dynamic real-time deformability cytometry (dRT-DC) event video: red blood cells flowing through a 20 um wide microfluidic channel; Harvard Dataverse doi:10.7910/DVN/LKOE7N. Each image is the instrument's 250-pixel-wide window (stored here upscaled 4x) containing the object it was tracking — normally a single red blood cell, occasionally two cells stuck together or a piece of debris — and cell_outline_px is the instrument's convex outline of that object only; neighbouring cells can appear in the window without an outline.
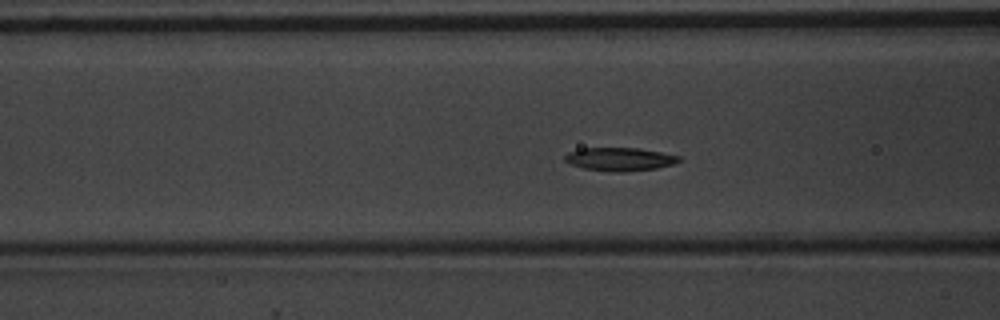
{"species": "common noctule bat (a hibernating species)", "species_latin": "Nyctalus noctula", "temperature_condition": "warm", "stored_images_in_passage": 50, "camera_frame_rate_fps": 3000, "um_per_image_px": 0.085, "animal": {"sex": "male", "body_mass_g": 20.1, "forearm_length_mm": 53.5}, "frame": {"image": 1, "passage_image": 19, "time_ms": 6.0, "image_size_px": [1000, 320], "cell_outline_px": [[680, 160], [676, 164], [656, 168], [624, 172], [612, 172], [584, 168], [572, 164], [564, 160], [564, 156], [568, 152], [584, 148], [640, 148], [680, 156]], "centroid_in_image_um": [52.7, 13.53], "position_along_channel_um": 113.9, "area_um2": 15.43}}
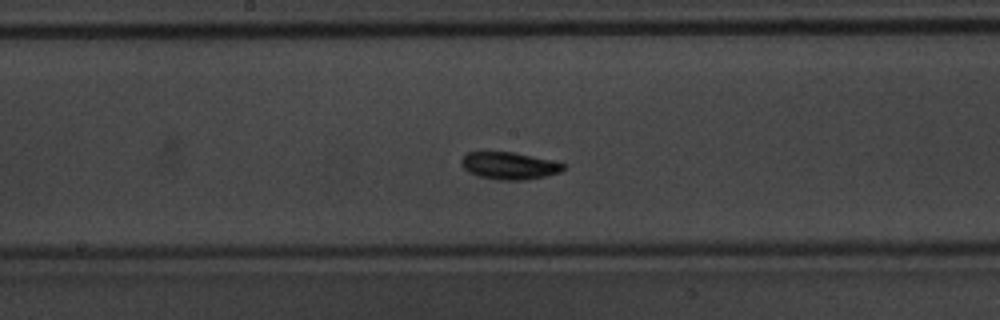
{"frame": {"image": 2, "passage_image": 26, "time_ms": 8.333, "image_size_px": [1000, 320], "cell_outline_px": [[568, 164], [560, 172], [544, 176], [524, 180], [500, 180], [480, 176], [468, 172], [460, 164], [460, 160], [468, 152], [512, 152], [552, 160]], "centroid_in_image_um": [43.29, 14.08], "position_along_channel_um": 204.9, "area_um2": 16.13}}
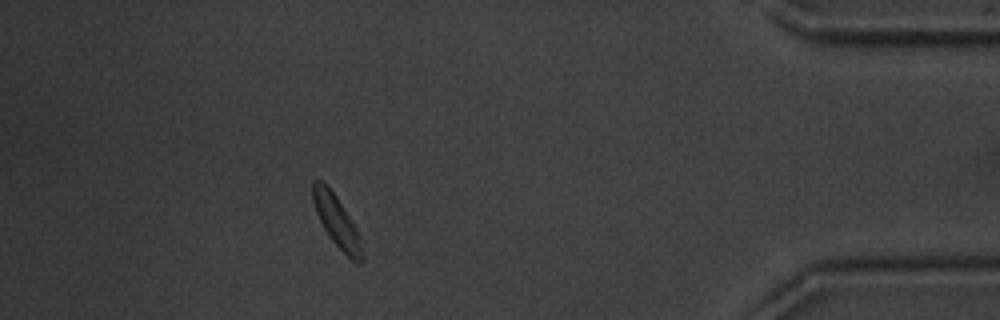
{"frame": {"image": 3, "passage_image": 45, "time_ms": 14.667, "image_size_px": [1000, 320], "cell_outline_px": [[364, 260], [360, 264], [352, 260], [332, 240], [324, 228], [316, 212], [312, 200], [312, 180], [320, 180], [336, 196], [356, 228], [364, 256]], "centroid_in_image_um": [28.61, 18.82], "position_along_channel_um": 406.6, "area_um2": 14.28}, "authors_computed_cell_mechanics": {"area_um2": 15.4326, "velocity_mm_per_s": 3.9028, "shape_relaxation_time_tau1_ms": 1.3705, "shape_relaxation_time_tau2_ms": 4.1664, "deformation_change_tau1": 0.1066, "deformation_change_tau2": 0.0981}}